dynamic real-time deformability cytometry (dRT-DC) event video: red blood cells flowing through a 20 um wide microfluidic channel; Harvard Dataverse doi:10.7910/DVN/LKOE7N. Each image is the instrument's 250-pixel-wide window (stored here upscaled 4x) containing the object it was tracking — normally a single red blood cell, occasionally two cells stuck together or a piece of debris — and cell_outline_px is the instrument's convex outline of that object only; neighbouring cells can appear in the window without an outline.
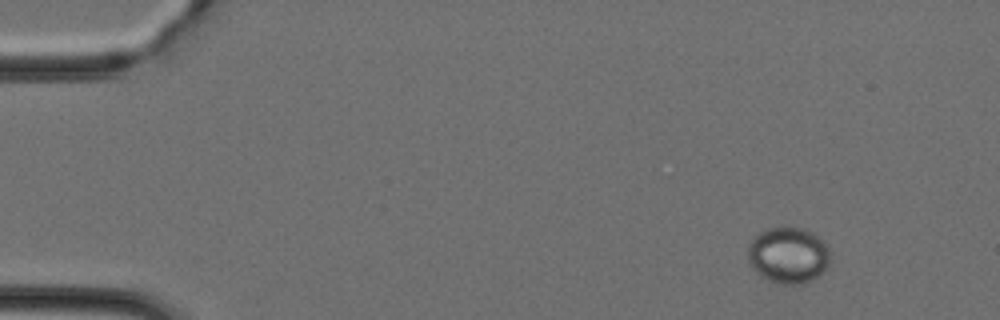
{"species": "Egyptian fruit bat (a non-hibernating species)", "species_latin": "Rousettus aegyptiacus", "temperature_condition": "cold", "stored_images_in_passage": 46, "camera_frame_rate_fps": 3000, "um_per_image_px": 0.085, "animal": {"sex": "female"}, "frame": {"image": 1, "passage_image": 5, "time_ms": 1.333, "image_size_px": [1000, 320], "cell_outline_px": [[828, 264], [816, 276], [804, 284], [784, 284], [768, 280], [760, 276], [752, 268], [748, 260], [748, 244], [760, 232], [768, 228], [804, 228], [812, 232], [828, 248]], "centroid_in_image_um": [66.95, 21.7], "position_along_channel_um": 18.1, "area_um2": 26.47}}
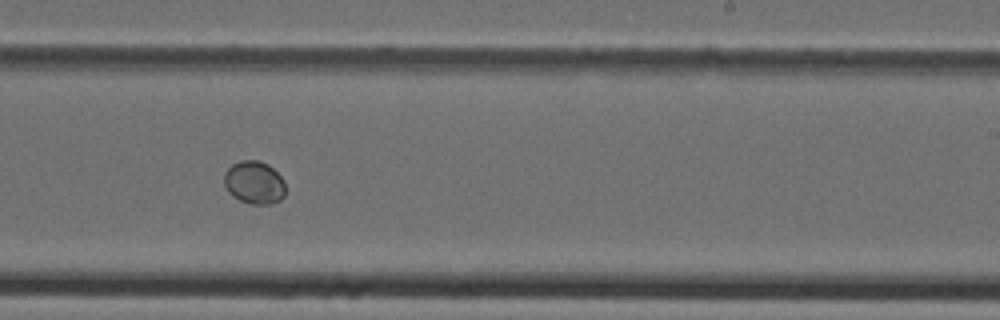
{"frame": {"image": 2, "passage_image": 29, "time_ms": 9.333, "image_size_px": [1000, 320], "cell_outline_px": [[284, 196], [280, 200], [268, 204], [252, 204], [240, 200], [232, 196], [228, 192], [224, 184], [224, 172], [232, 164], [240, 160], [260, 160], [268, 164], [284, 180]], "centroid_in_image_um": [21.59, 15.5], "position_along_channel_um": 267.4, "area_um2": 15.37}}
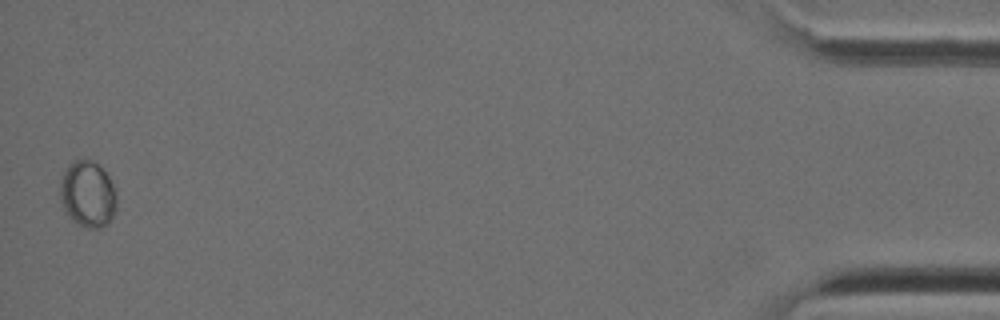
{"frame": {"image": 3, "passage_image": 46, "time_ms": 15.0, "image_size_px": [1000, 320], "cell_outline_px": [[116, 208], [112, 220], [108, 224], [100, 228], [88, 228], [72, 220], [64, 212], [60, 200], [60, 180], [68, 164], [72, 160], [92, 160], [108, 176], [112, 184], [116, 200]], "centroid_in_image_um": [7.43, 16.53], "position_along_channel_um": 427.8, "area_um2": 21.85}}